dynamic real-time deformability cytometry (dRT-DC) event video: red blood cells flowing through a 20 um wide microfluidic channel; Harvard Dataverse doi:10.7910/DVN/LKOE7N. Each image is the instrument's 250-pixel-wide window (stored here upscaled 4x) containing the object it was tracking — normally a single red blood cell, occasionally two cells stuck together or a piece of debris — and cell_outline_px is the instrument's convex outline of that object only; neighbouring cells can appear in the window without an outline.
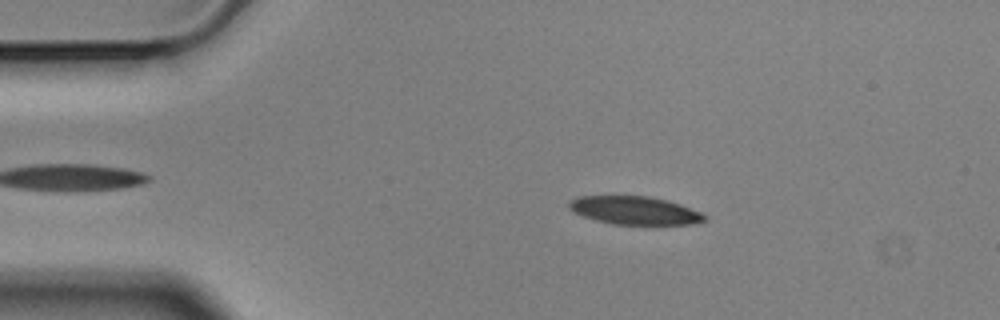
{"species": "Egyptian fruit bat (a non-hibernating species)", "species_latin": "Rousettus aegyptiacus", "temperature_condition": "cold", "stored_images_in_passage": 45, "camera_frame_rate_fps": 3000, "um_per_image_px": 0.085, "animal": {"sex": "male"}, "frame": {"image": 1, "passage_image": 6, "time_ms": 1.667, "image_size_px": [1000, 320], "cell_outline_px": [[708, 220], [692, 224], [612, 224], [596, 220], [572, 212], [568, 208], [568, 200], [580, 196], [648, 196], [668, 200], [680, 204], [700, 212], [708, 216]], "centroid_in_image_um": [53.94, 17.88], "position_along_channel_um": 31.1, "area_um2": 22.31}}
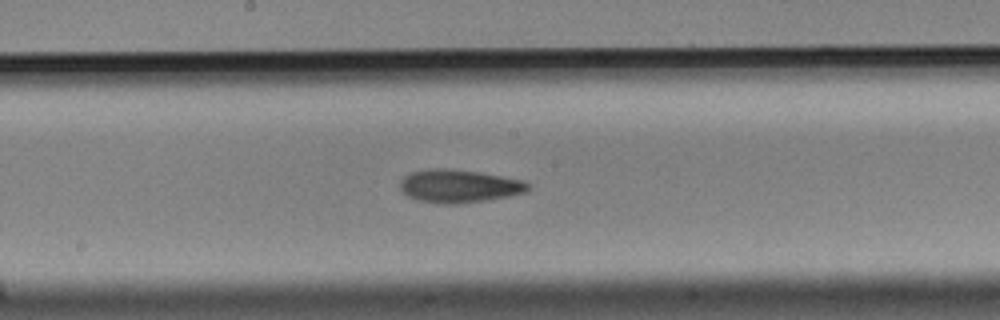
{"frame": {"image": 2, "passage_image": 25, "time_ms": 8.0, "image_size_px": [1000, 320], "cell_outline_px": [[532, 188], [528, 192], [488, 200], [456, 204], [436, 204], [416, 200], [408, 196], [400, 188], [400, 180], [404, 176], [412, 172], [432, 168], [448, 168], [480, 172], [524, 180], [532, 184]], "centroid_in_image_um": [39.06, 15.82], "position_along_channel_um": 209.1, "area_um2": 25.09}}
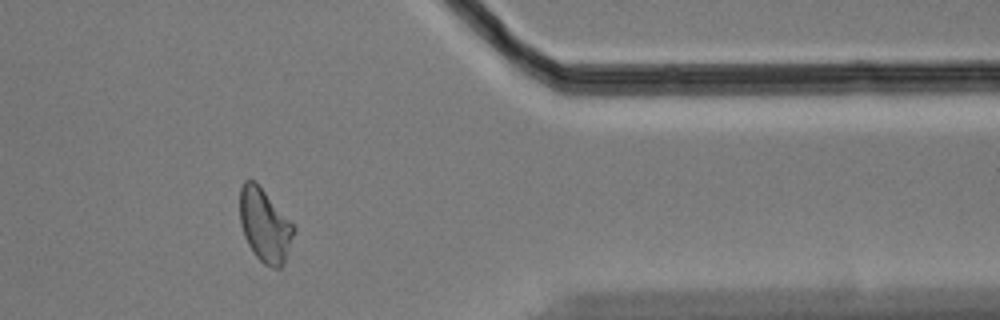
{"frame": {"image": 3, "passage_image": 42, "time_ms": 13.667, "image_size_px": [1000, 320], "cell_outline_px": [[296, 228], [284, 264], [280, 268], [272, 268], [264, 264], [252, 252], [244, 236], [240, 224], [240, 188], [244, 180], [256, 180], [296, 224]], "centroid_in_image_um": [22.53, 19.12], "position_along_channel_um": 388.9, "area_um2": 23.7}, "authors_computed_cell_mechanics": {"area_um2": 23.5246, "velocity_mm_per_s": 3.5263, "shape_relaxation_time_tau1_ms": 6.4815, "shape_relaxation_time_tau2_ms": 5.9605, "deformation_change_tau1": 0.1435, "deformation_change_tau2": 0.1316}}